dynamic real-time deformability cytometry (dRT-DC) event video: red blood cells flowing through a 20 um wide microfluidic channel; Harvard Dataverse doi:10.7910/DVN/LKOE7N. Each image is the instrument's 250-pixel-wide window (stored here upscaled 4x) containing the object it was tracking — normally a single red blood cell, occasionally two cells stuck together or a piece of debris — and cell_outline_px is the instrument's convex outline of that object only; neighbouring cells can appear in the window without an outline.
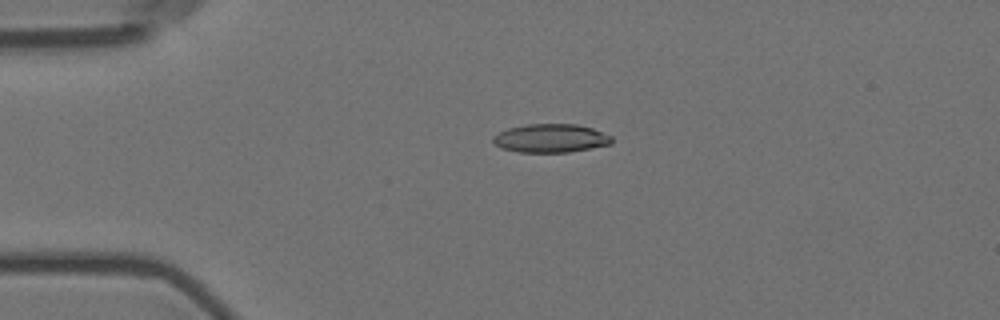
{"species": "Egyptian fruit bat (a non-hibernating species)", "species_latin": "Rousettus aegyptiacus", "temperature_condition": "room temperature", "stored_images_in_passage": 48, "camera_frame_rate_fps": 3000, "um_per_image_px": 0.085, "animal": {"sex": "female"}, "frame": {"image": 1, "passage_image": 4, "time_ms": 1.0, "image_size_px": [1000, 320], "cell_outline_px": [[612, 144], [568, 152], [520, 152], [504, 148], [496, 144], [492, 140], [492, 136], [508, 128], [524, 124], [576, 124], [592, 128], [612, 136]], "centroid_in_image_um": [46.82, 11.74], "position_along_channel_um": 38.2, "area_um2": 19.59}}
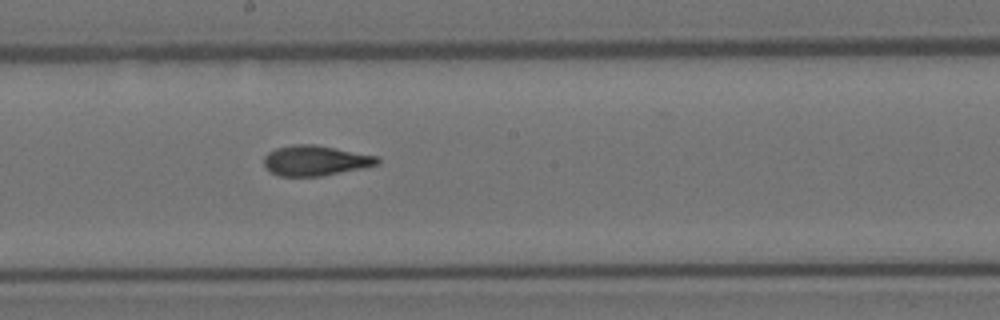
{"frame": {"image": 2, "passage_image": 22, "time_ms": 7.0, "image_size_px": [1000, 320], "cell_outline_px": [[380, 164], [320, 176], [280, 176], [272, 172], [264, 164], [264, 156], [268, 152], [276, 148], [296, 144], [316, 144], [376, 156], [380, 160]], "centroid_in_image_um": [26.79, 13.64], "position_along_channel_um": 221.4, "area_um2": 19.71}}
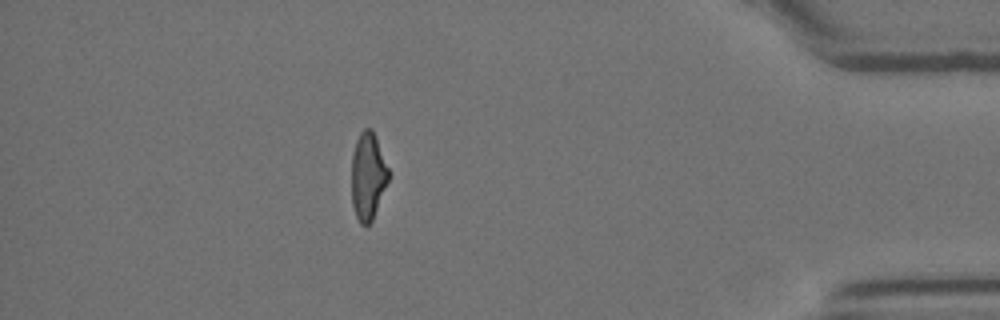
{"frame": {"image": 3, "passage_image": 41, "time_ms": 13.333, "image_size_px": [1000, 320], "cell_outline_px": [[388, 180], [372, 220], [368, 224], [360, 224], [356, 216], [352, 204], [352, 152], [356, 140], [360, 132], [364, 128], [372, 128], [376, 136], [388, 168]], "centroid_in_image_um": [31.26, 14.93], "position_along_channel_um": 403.9, "area_um2": 18.61}, "authors_computed_cell_mechanics": {"area_um2": 19.8543, "velocity_mm_per_s": 3.59, "shape_relaxation_time_tau1_ms": 9.6009, "shape_relaxation_time_tau2_ms": 2.1872, "deformation_change_tau1": 0.2398, "deformation_change_tau2": 0.092}}